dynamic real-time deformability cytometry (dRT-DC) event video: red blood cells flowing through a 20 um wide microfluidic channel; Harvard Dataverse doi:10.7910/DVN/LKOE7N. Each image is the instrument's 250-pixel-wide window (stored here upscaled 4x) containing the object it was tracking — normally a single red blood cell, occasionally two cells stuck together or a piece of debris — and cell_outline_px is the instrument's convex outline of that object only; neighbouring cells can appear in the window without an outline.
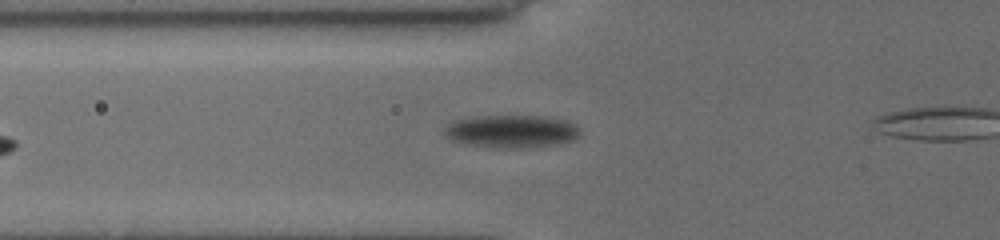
{"species": "common noctule bat (a hibernating species)", "species_latin": "Nyctalus noctula", "temperature_condition": "cold", "stored_images_in_passage": 32, "camera_frame_rate_fps": 3000, "um_per_image_px": 0.085, "animal": {"sex": "female", "body_mass_g": 19.5, "forearm_length_mm": 54.1}, "frame": {"image": 1, "passage_image": 3, "time_ms": 0.667, "image_size_px": [1000, 240], "cell_outline_px": [[580, 132], [572, 140], [552, 144], [520, 148], [508, 148], [472, 144], [452, 140], [444, 136], [444, 132], [448, 124], [456, 120], [480, 116], [544, 116], [568, 120], [576, 124], [580, 128]], "centroid_in_image_um": [43.51, 11.14], "position_along_channel_um": 82.3, "area_um2": 25.43}}
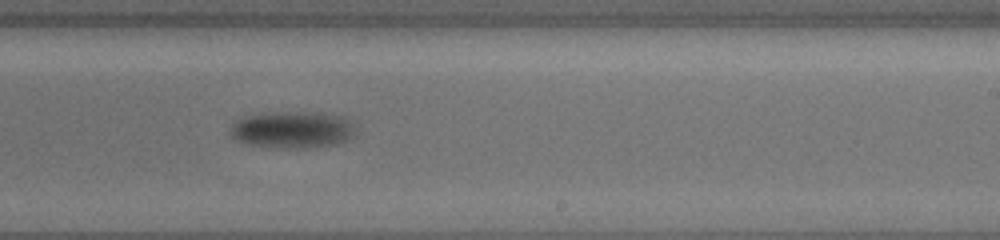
{"frame": {"image": 2, "passage_image": 18, "time_ms": 5.667, "image_size_px": [1000, 240], "cell_outline_px": [[352, 136], [336, 144], [300, 148], [276, 148], [248, 144], [236, 140], [232, 136], [232, 124], [236, 120], [248, 116], [296, 112], [320, 112], [340, 116], [352, 124]], "centroid_in_image_um": [24.83, 11.04], "position_along_channel_um": 264.2, "area_um2": 26.07}}
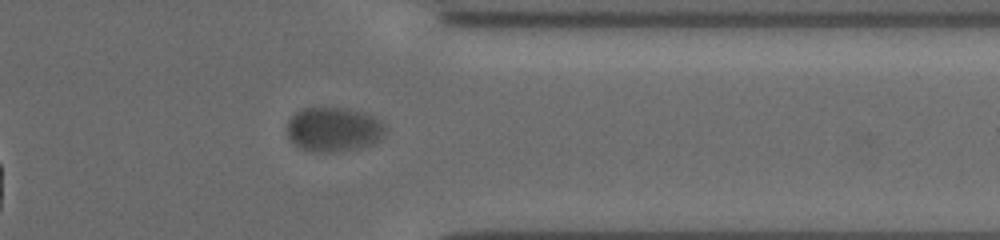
{"frame": {"image": 3, "passage_image": 28, "time_ms": 9.0, "image_size_px": [1000, 240], "cell_outline_px": [[380, 132], [376, 140], [372, 144], [356, 148], [336, 152], [316, 152], [300, 148], [288, 136], [288, 120], [296, 112], [304, 108], [348, 108], [364, 112], [380, 120]], "centroid_in_image_um": [28.27, 10.99], "position_along_channel_um": 383.1, "area_um2": 24.68}}